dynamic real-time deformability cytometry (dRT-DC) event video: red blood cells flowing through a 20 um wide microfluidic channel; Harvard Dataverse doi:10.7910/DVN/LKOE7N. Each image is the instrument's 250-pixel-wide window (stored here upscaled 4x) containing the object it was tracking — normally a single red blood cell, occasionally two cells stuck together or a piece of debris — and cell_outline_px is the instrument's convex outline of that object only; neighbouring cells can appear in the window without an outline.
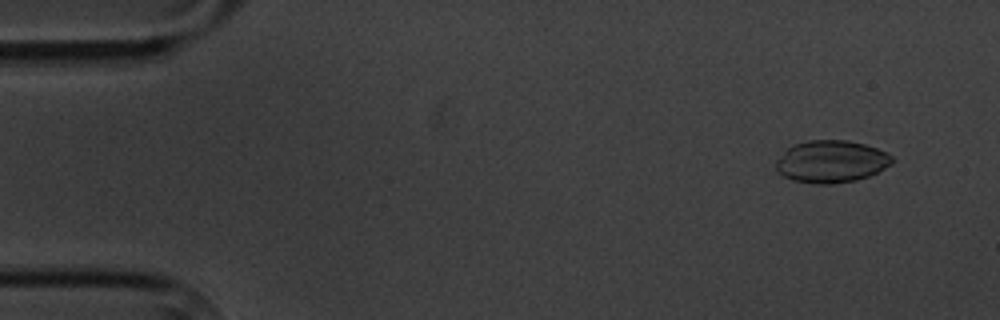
{"species": "common noctule bat (a hibernating species)", "species_latin": "Nyctalus noctula", "temperature_condition": "cold", "stored_images_in_passage": 9, "camera_frame_rate_fps": 3000, "um_per_image_px": 0.085, "animal": {"sex": "male", "body_mass_g": 20.1, "forearm_length_mm": 53.5}, "frame": {"image": 1, "passage_image": 1, "time_ms": 0.0, "image_size_px": [1000, 320], "cell_outline_px": [[892, 164], [868, 176], [856, 180], [832, 184], [812, 184], [792, 180], [784, 176], [776, 168], [776, 160], [792, 144], [808, 140], [848, 140], [864, 144], [876, 148], [892, 156]], "centroid_in_image_um": [70.63, 13.73], "position_along_channel_um": 14.4, "area_um2": 28.5}}
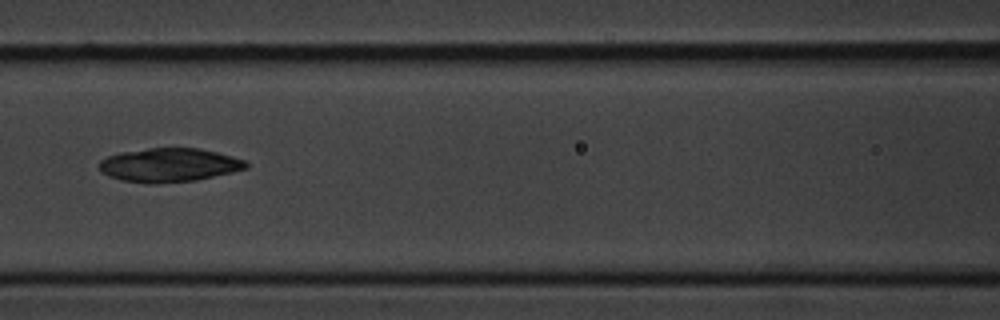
{"frame": {"image": 2, "passage_image": 7, "time_ms": 7.0, "image_size_px": [1000, 320], "cell_outline_px": [[248, 168], [232, 172], [196, 180], [152, 184], [148, 184], [120, 180], [108, 176], [100, 172], [100, 160], [108, 156], [120, 152], [148, 148], [200, 148], [248, 160]], "centroid_in_image_um": [14.38, 14.03], "position_along_channel_um": 152.2, "area_um2": 29.07}}
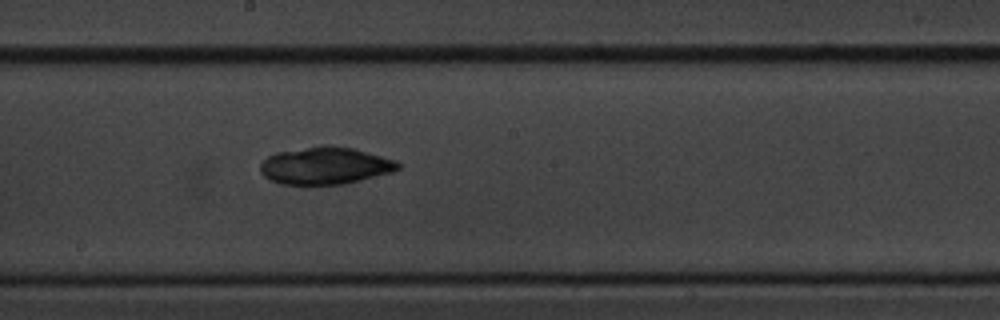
{"frame": {"image": 3, "passage_image": 9, "time_ms": 9.0, "image_size_px": [1000, 320], "cell_outline_px": [[400, 168], [392, 172], [340, 184], [280, 184], [264, 176], [260, 172], [260, 164], [268, 156], [276, 152], [324, 144], [328, 144], [356, 148], [396, 160], [400, 164]], "centroid_in_image_um": [27.64, 14.05], "position_along_channel_um": 220.6, "area_um2": 29.94}}